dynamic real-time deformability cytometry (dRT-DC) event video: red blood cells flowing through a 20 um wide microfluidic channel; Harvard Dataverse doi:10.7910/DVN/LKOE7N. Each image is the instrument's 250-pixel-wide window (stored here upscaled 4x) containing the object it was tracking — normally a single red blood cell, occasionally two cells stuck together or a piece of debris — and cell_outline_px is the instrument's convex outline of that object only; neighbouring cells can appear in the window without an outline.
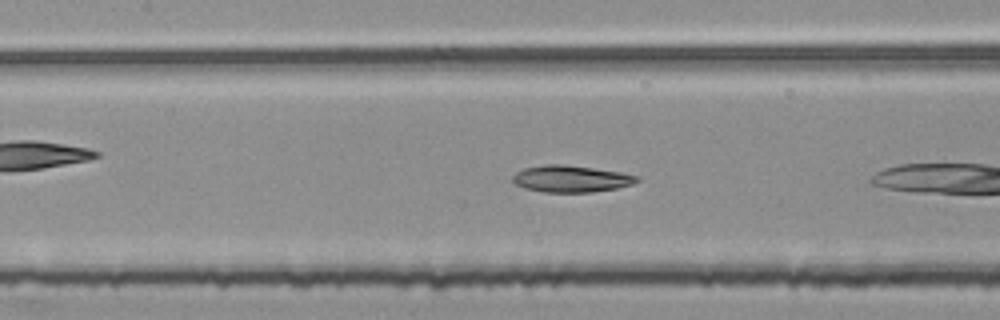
{"species": "common noctule bat (a hibernating species)", "species_latin": "Nyctalus noctula", "temperature_condition": "room temperature", "stored_images_in_passage": 8, "camera_frame_rate_fps": 3000, "um_per_image_px": 0.085, "animal": {"sex": "female", "body_mass_g": 25.1}, "frame": {"image": 1, "passage_image": 7, "time_ms": 2.0, "image_size_px": [1000, 320], "cell_outline_px": [[640, 180], [632, 184], [616, 188], [592, 192], [544, 192], [524, 188], [516, 184], [512, 180], [512, 176], [516, 172], [524, 168], [544, 164], [564, 164], [620, 172], [640, 176]], "centroid_in_image_um": [48.53, 15.19], "position_along_channel_um": 158.9, "area_um2": 19.36}}